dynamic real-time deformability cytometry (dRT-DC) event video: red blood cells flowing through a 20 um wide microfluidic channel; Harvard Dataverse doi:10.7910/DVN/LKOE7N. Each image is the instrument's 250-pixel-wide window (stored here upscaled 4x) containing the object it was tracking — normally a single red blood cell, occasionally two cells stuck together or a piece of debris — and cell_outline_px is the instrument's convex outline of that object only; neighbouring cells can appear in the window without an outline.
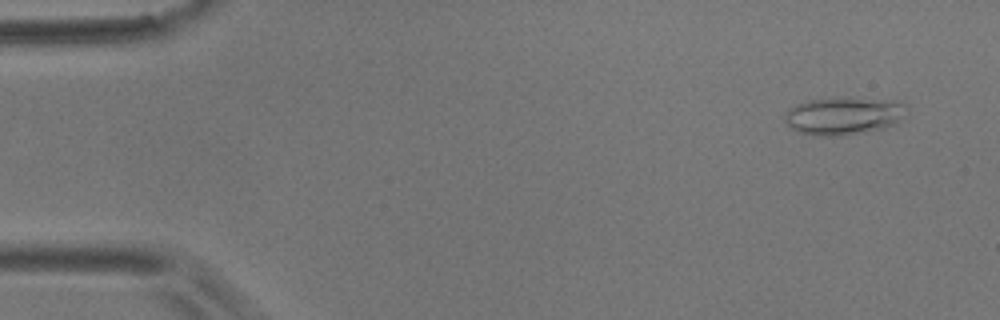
{"species": "common noctule bat (a hibernating species)", "species_latin": "Nyctalus noctula", "temperature_condition": "room temperature", "stored_images_in_passage": 5, "camera_frame_rate_fps": 3000, "um_per_image_px": 0.085, "animal": {"sex": "male", "body_mass_g": 17.9}, "frame": {"image": 1, "passage_image": 1, "time_ms": 0.0, "image_size_px": [1000, 320], "cell_outline_px": [[908, 116], [896, 124], [884, 128], [836, 136], [816, 136], [800, 132], [792, 128], [784, 120], [784, 112], [788, 108], [796, 104], [808, 100], [848, 96], [904, 100]], "centroid_in_image_um": [71.79, 9.8], "position_along_channel_um": 13.2, "area_um2": 27.69}}